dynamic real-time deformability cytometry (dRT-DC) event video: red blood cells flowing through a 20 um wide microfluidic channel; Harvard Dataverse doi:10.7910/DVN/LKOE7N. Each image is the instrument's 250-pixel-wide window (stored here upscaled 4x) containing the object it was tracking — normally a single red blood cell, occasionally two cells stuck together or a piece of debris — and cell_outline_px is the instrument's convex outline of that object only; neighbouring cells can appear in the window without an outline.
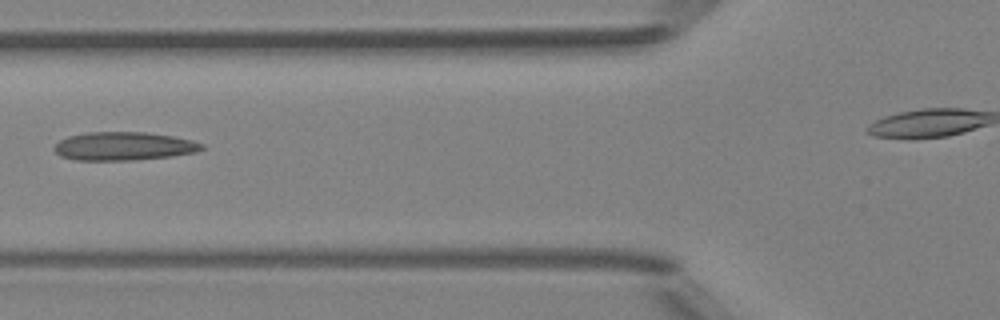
{"species": "Egyptian fruit bat (a non-hibernating species)", "species_latin": "Rousettus aegyptiacus", "temperature_condition": "room temperature", "stored_images_in_passage": 7, "camera_frame_rate_fps": 3000, "um_per_image_px": 0.085, "animal": {"sex": "female"}, "frame": {"image": 1, "passage_image": 6, "time_ms": 5.667, "image_size_px": [1000, 320], "cell_outline_px": [[204, 148], [196, 152], [172, 156], [136, 160], [76, 160], [60, 156], [52, 148], [60, 140], [68, 136], [88, 132], [144, 132], [172, 136], [192, 140], [204, 144]], "centroid_in_image_um": [10.52, 12.43], "position_along_channel_um": 115.3, "area_um2": 24.45}}